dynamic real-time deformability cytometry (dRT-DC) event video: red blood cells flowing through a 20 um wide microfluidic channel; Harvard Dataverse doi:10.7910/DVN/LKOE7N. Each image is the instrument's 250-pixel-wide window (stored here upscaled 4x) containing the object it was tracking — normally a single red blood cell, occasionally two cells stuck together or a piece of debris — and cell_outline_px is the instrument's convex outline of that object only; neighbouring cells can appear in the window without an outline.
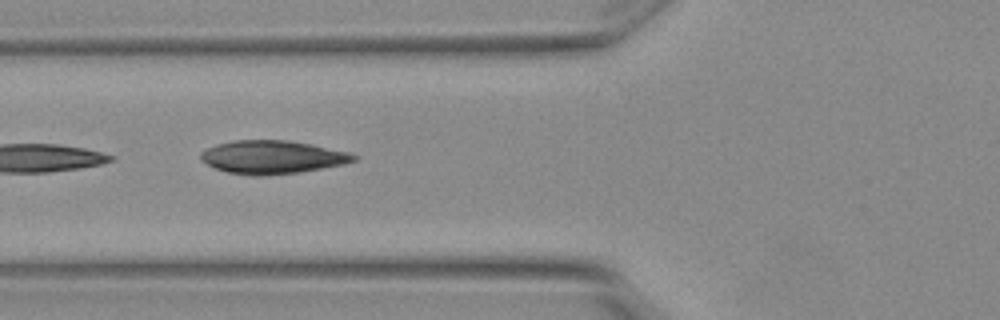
{"species": "Egyptian fruit bat (a non-hibernating species)", "species_latin": "Rousettus aegyptiacus", "temperature_condition": "warm", "stored_images_in_passage": 8, "camera_frame_rate_fps": 3000, "um_per_image_px": 0.085, "animal": {"sex": "female"}, "frame": {"image": 1, "passage_image": 6, "time_ms": 1.667, "image_size_px": [1000, 320], "cell_outline_px": [[360, 156], [356, 160], [344, 164], [300, 172], [264, 176], [252, 176], [228, 172], [216, 168], [200, 160], [200, 152], [216, 144], [232, 140], [288, 140], [312, 144], [348, 152]], "centroid_in_image_um": [23.15, 13.35], "position_along_channel_um": 102.6, "area_um2": 29.77}}
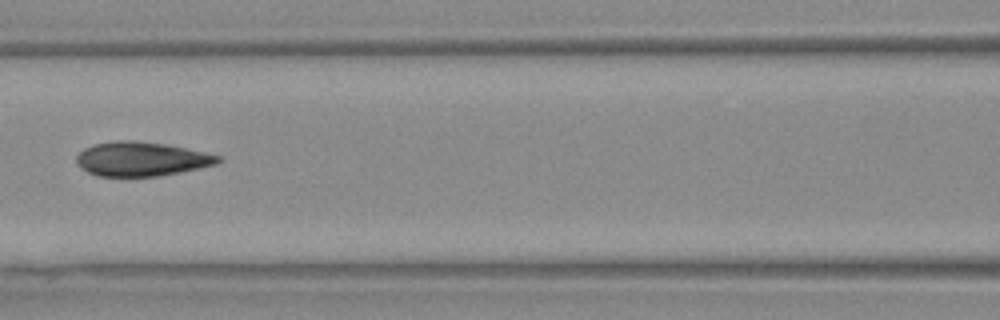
{"frame": {"image": 2, "passage_image": 7, "time_ms": 2.0, "image_size_px": [1000, 320], "cell_outline_px": [[224, 160], [216, 164], [180, 172], [156, 176], [100, 176], [88, 172], [76, 164], [76, 156], [84, 148], [96, 144], [116, 140], [132, 140], [164, 144], [204, 152], [220, 156]], "centroid_in_image_um": [12.01, 13.51], "position_along_channel_um": 154.6, "area_um2": 27.98}}
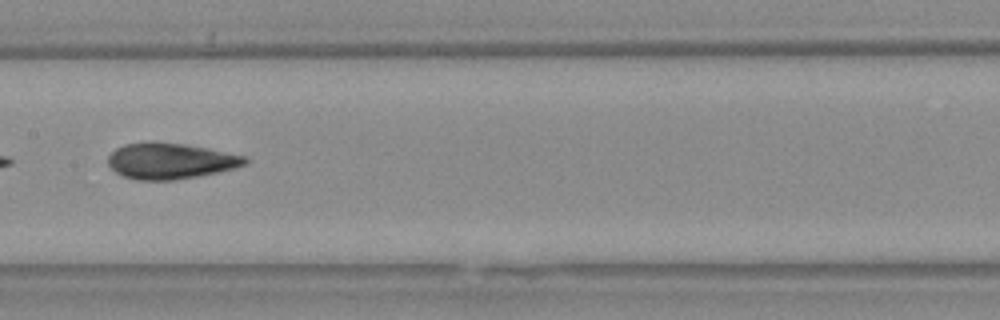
{"frame": {"image": 3, "passage_image": 8, "time_ms": 2.333, "image_size_px": [1000, 320], "cell_outline_px": [[248, 164], [216, 172], [176, 180], [136, 180], [124, 176], [116, 172], [108, 164], [108, 156], [116, 148], [124, 144], [148, 140], [156, 140], [184, 144], [208, 148], [248, 156]], "centroid_in_image_um": [14.47, 13.65], "position_along_channel_um": 192.9, "area_um2": 29.02}}